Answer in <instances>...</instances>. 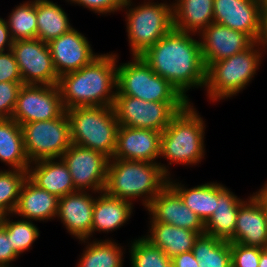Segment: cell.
<instances>
[{
	"label": "cell",
	"instance_id": "obj_4",
	"mask_svg": "<svg viewBox=\"0 0 267 267\" xmlns=\"http://www.w3.org/2000/svg\"><path fill=\"white\" fill-rule=\"evenodd\" d=\"M197 111L193 103H189L162 132L160 158H165L168 165L194 166L205 159L206 124Z\"/></svg>",
	"mask_w": 267,
	"mask_h": 267
},
{
	"label": "cell",
	"instance_id": "obj_41",
	"mask_svg": "<svg viewBox=\"0 0 267 267\" xmlns=\"http://www.w3.org/2000/svg\"><path fill=\"white\" fill-rule=\"evenodd\" d=\"M255 42L259 46L261 52L265 54L267 52V9H262L261 11L260 31Z\"/></svg>",
	"mask_w": 267,
	"mask_h": 267
},
{
	"label": "cell",
	"instance_id": "obj_46",
	"mask_svg": "<svg viewBox=\"0 0 267 267\" xmlns=\"http://www.w3.org/2000/svg\"><path fill=\"white\" fill-rule=\"evenodd\" d=\"M262 9H267V0H259Z\"/></svg>",
	"mask_w": 267,
	"mask_h": 267
},
{
	"label": "cell",
	"instance_id": "obj_44",
	"mask_svg": "<svg viewBox=\"0 0 267 267\" xmlns=\"http://www.w3.org/2000/svg\"><path fill=\"white\" fill-rule=\"evenodd\" d=\"M253 194L261 201L267 213V182H265L262 188H260L258 191L255 193L253 192Z\"/></svg>",
	"mask_w": 267,
	"mask_h": 267
},
{
	"label": "cell",
	"instance_id": "obj_11",
	"mask_svg": "<svg viewBox=\"0 0 267 267\" xmlns=\"http://www.w3.org/2000/svg\"><path fill=\"white\" fill-rule=\"evenodd\" d=\"M65 111L58 85H22L11 118L23 125L58 118Z\"/></svg>",
	"mask_w": 267,
	"mask_h": 267
},
{
	"label": "cell",
	"instance_id": "obj_33",
	"mask_svg": "<svg viewBox=\"0 0 267 267\" xmlns=\"http://www.w3.org/2000/svg\"><path fill=\"white\" fill-rule=\"evenodd\" d=\"M11 217L14 215H5L2 226L7 231L8 240L12 243L14 251L20 256L32 248L34 242L40 237V231L33 221L21 218L15 221Z\"/></svg>",
	"mask_w": 267,
	"mask_h": 267
},
{
	"label": "cell",
	"instance_id": "obj_47",
	"mask_svg": "<svg viewBox=\"0 0 267 267\" xmlns=\"http://www.w3.org/2000/svg\"><path fill=\"white\" fill-rule=\"evenodd\" d=\"M4 215L0 212V226L2 225Z\"/></svg>",
	"mask_w": 267,
	"mask_h": 267
},
{
	"label": "cell",
	"instance_id": "obj_19",
	"mask_svg": "<svg viewBox=\"0 0 267 267\" xmlns=\"http://www.w3.org/2000/svg\"><path fill=\"white\" fill-rule=\"evenodd\" d=\"M259 0H214V22L246 33L254 42L260 31Z\"/></svg>",
	"mask_w": 267,
	"mask_h": 267
},
{
	"label": "cell",
	"instance_id": "obj_42",
	"mask_svg": "<svg viewBox=\"0 0 267 267\" xmlns=\"http://www.w3.org/2000/svg\"><path fill=\"white\" fill-rule=\"evenodd\" d=\"M13 43L6 20L0 17V53L11 50Z\"/></svg>",
	"mask_w": 267,
	"mask_h": 267
},
{
	"label": "cell",
	"instance_id": "obj_17",
	"mask_svg": "<svg viewBox=\"0 0 267 267\" xmlns=\"http://www.w3.org/2000/svg\"><path fill=\"white\" fill-rule=\"evenodd\" d=\"M91 193V194H90ZM92 191H75L60 197L56 218L75 239H91L95 197Z\"/></svg>",
	"mask_w": 267,
	"mask_h": 267
},
{
	"label": "cell",
	"instance_id": "obj_24",
	"mask_svg": "<svg viewBox=\"0 0 267 267\" xmlns=\"http://www.w3.org/2000/svg\"><path fill=\"white\" fill-rule=\"evenodd\" d=\"M94 196L91 237L96 231L106 234L115 231L130 220L134 210L132 202L110 196L105 191Z\"/></svg>",
	"mask_w": 267,
	"mask_h": 267
},
{
	"label": "cell",
	"instance_id": "obj_15",
	"mask_svg": "<svg viewBox=\"0 0 267 267\" xmlns=\"http://www.w3.org/2000/svg\"><path fill=\"white\" fill-rule=\"evenodd\" d=\"M47 45L59 77L81 69L100 55V53L93 52L88 38L75 28L52 40Z\"/></svg>",
	"mask_w": 267,
	"mask_h": 267
},
{
	"label": "cell",
	"instance_id": "obj_13",
	"mask_svg": "<svg viewBox=\"0 0 267 267\" xmlns=\"http://www.w3.org/2000/svg\"><path fill=\"white\" fill-rule=\"evenodd\" d=\"M61 158L69 169L76 190L95 193L105 190L109 158L103 153L72 143Z\"/></svg>",
	"mask_w": 267,
	"mask_h": 267
},
{
	"label": "cell",
	"instance_id": "obj_3",
	"mask_svg": "<svg viewBox=\"0 0 267 267\" xmlns=\"http://www.w3.org/2000/svg\"><path fill=\"white\" fill-rule=\"evenodd\" d=\"M160 162L109 159L104 191L110 196L132 203L140 198L146 209L171 177V169Z\"/></svg>",
	"mask_w": 267,
	"mask_h": 267
},
{
	"label": "cell",
	"instance_id": "obj_31",
	"mask_svg": "<svg viewBox=\"0 0 267 267\" xmlns=\"http://www.w3.org/2000/svg\"><path fill=\"white\" fill-rule=\"evenodd\" d=\"M192 252L199 267H228L231 264V244L207 234L199 235Z\"/></svg>",
	"mask_w": 267,
	"mask_h": 267
},
{
	"label": "cell",
	"instance_id": "obj_40",
	"mask_svg": "<svg viewBox=\"0 0 267 267\" xmlns=\"http://www.w3.org/2000/svg\"><path fill=\"white\" fill-rule=\"evenodd\" d=\"M20 257L13 249V245L8 240V234L6 229L1 225L0 226V266L3 267H13L12 261Z\"/></svg>",
	"mask_w": 267,
	"mask_h": 267
},
{
	"label": "cell",
	"instance_id": "obj_6",
	"mask_svg": "<svg viewBox=\"0 0 267 267\" xmlns=\"http://www.w3.org/2000/svg\"><path fill=\"white\" fill-rule=\"evenodd\" d=\"M66 113L73 144L113 158L119 127L114 107L78 106L66 110Z\"/></svg>",
	"mask_w": 267,
	"mask_h": 267
},
{
	"label": "cell",
	"instance_id": "obj_12",
	"mask_svg": "<svg viewBox=\"0 0 267 267\" xmlns=\"http://www.w3.org/2000/svg\"><path fill=\"white\" fill-rule=\"evenodd\" d=\"M11 50L24 85L58 84L59 76L46 43L37 38L15 40Z\"/></svg>",
	"mask_w": 267,
	"mask_h": 267
},
{
	"label": "cell",
	"instance_id": "obj_16",
	"mask_svg": "<svg viewBox=\"0 0 267 267\" xmlns=\"http://www.w3.org/2000/svg\"><path fill=\"white\" fill-rule=\"evenodd\" d=\"M206 67L248 49L254 41L243 32L212 22L199 35Z\"/></svg>",
	"mask_w": 267,
	"mask_h": 267
},
{
	"label": "cell",
	"instance_id": "obj_45",
	"mask_svg": "<svg viewBox=\"0 0 267 267\" xmlns=\"http://www.w3.org/2000/svg\"><path fill=\"white\" fill-rule=\"evenodd\" d=\"M258 267H267V248H261Z\"/></svg>",
	"mask_w": 267,
	"mask_h": 267
},
{
	"label": "cell",
	"instance_id": "obj_30",
	"mask_svg": "<svg viewBox=\"0 0 267 267\" xmlns=\"http://www.w3.org/2000/svg\"><path fill=\"white\" fill-rule=\"evenodd\" d=\"M168 178V184L179 194L182 202L205 223L216 207V182H207L188 188L182 182Z\"/></svg>",
	"mask_w": 267,
	"mask_h": 267
},
{
	"label": "cell",
	"instance_id": "obj_7",
	"mask_svg": "<svg viewBox=\"0 0 267 267\" xmlns=\"http://www.w3.org/2000/svg\"><path fill=\"white\" fill-rule=\"evenodd\" d=\"M153 1L135 6L133 0H126L122 8L131 56H140L173 29V5Z\"/></svg>",
	"mask_w": 267,
	"mask_h": 267
},
{
	"label": "cell",
	"instance_id": "obj_2",
	"mask_svg": "<svg viewBox=\"0 0 267 267\" xmlns=\"http://www.w3.org/2000/svg\"><path fill=\"white\" fill-rule=\"evenodd\" d=\"M118 56L113 52L100 54L90 64L59 77L57 85L65 110L78 106H114Z\"/></svg>",
	"mask_w": 267,
	"mask_h": 267
},
{
	"label": "cell",
	"instance_id": "obj_1",
	"mask_svg": "<svg viewBox=\"0 0 267 267\" xmlns=\"http://www.w3.org/2000/svg\"><path fill=\"white\" fill-rule=\"evenodd\" d=\"M194 36L172 29L140 55L155 74L169 81L190 103L187 93L192 88L204 89L207 68L200 40Z\"/></svg>",
	"mask_w": 267,
	"mask_h": 267
},
{
	"label": "cell",
	"instance_id": "obj_26",
	"mask_svg": "<svg viewBox=\"0 0 267 267\" xmlns=\"http://www.w3.org/2000/svg\"><path fill=\"white\" fill-rule=\"evenodd\" d=\"M149 225L147 235L143 237L152 245L159 247L171 259L191 251L199 237L197 232L166 223L149 222Z\"/></svg>",
	"mask_w": 267,
	"mask_h": 267
},
{
	"label": "cell",
	"instance_id": "obj_10",
	"mask_svg": "<svg viewBox=\"0 0 267 267\" xmlns=\"http://www.w3.org/2000/svg\"><path fill=\"white\" fill-rule=\"evenodd\" d=\"M190 102H152L116 95L114 110L120 126L163 132L171 120Z\"/></svg>",
	"mask_w": 267,
	"mask_h": 267
},
{
	"label": "cell",
	"instance_id": "obj_38",
	"mask_svg": "<svg viewBox=\"0 0 267 267\" xmlns=\"http://www.w3.org/2000/svg\"><path fill=\"white\" fill-rule=\"evenodd\" d=\"M70 4H77L83 8H87L98 15H108L111 13L122 11L126 0H65Z\"/></svg>",
	"mask_w": 267,
	"mask_h": 267
},
{
	"label": "cell",
	"instance_id": "obj_5",
	"mask_svg": "<svg viewBox=\"0 0 267 267\" xmlns=\"http://www.w3.org/2000/svg\"><path fill=\"white\" fill-rule=\"evenodd\" d=\"M263 56L254 42L240 53L210 63L206 68V97L214 103L237 96L257 75Z\"/></svg>",
	"mask_w": 267,
	"mask_h": 267
},
{
	"label": "cell",
	"instance_id": "obj_48",
	"mask_svg": "<svg viewBox=\"0 0 267 267\" xmlns=\"http://www.w3.org/2000/svg\"><path fill=\"white\" fill-rule=\"evenodd\" d=\"M228 267H235L232 263Z\"/></svg>",
	"mask_w": 267,
	"mask_h": 267
},
{
	"label": "cell",
	"instance_id": "obj_22",
	"mask_svg": "<svg viewBox=\"0 0 267 267\" xmlns=\"http://www.w3.org/2000/svg\"><path fill=\"white\" fill-rule=\"evenodd\" d=\"M244 201L226 185L216 182V207L205 222V234L229 241L234 236L237 213Z\"/></svg>",
	"mask_w": 267,
	"mask_h": 267
},
{
	"label": "cell",
	"instance_id": "obj_8",
	"mask_svg": "<svg viewBox=\"0 0 267 267\" xmlns=\"http://www.w3.org/2000/svg\"><path fill=\"white\" fill-rule=\"evenodd\" d=\"M152 102H189L140 57L117 64V93Z\"/></svg>",
	"mask_w": 267,
	"mask_h": 267
},
{
	"label": "cell",
	"instance_id": "obj_39",
	"mask_svg": "<svg viewBox=\"0 0 267 267\" xmlns=\"http://www.w3.org/2000/svg\"><path fill=\"white\" fill-rule=\"evenodd\" d=\"M0 82H23L12 50L0 53Z\"/></svg>",
	"mask_w": 267,
	"mask_h": 267
},
{
	"label": "cell",
	"instance_id": "obj_32",
	"mask_svg": "<svg viewBox=\"0 0 267 267\" xmlns=\"http://www.w3.org/2000/svg\"><path fill=\"white\" fill-rule=\"evenodd\" d=\"M15 6L6 19L12 39L37 38L36 0H28Z\"/></svg>",
	"mask_w": 267,
	"mask_h": 267
},
{
	"label": "cell",
	"instance_id": "obj_28",
	"mask_svg": "<svg viewBox=\"0 0 267 267\" xmlns=\"http://www.w3.org/2000/svg\"><path fill=\"white\" fill-rule=\"evenodd\" d=\"M37 39L48 44L73 27L61 5L50 0H36Z\"/></svg>",
	"mask_w": 267,
	"mask_h": 267
},
{
	"label": "cell",
	"instance_id": "obj_23",
	"mask_svg": "<svg viewBox=\"0 0 267 267\" xmlns=\"http://www.w3.org/2000/svg\"><path fill=\"white\" fill-rule=\"evenodd\" d=\"M28 178L39 188L58 198L77 191L69 169L62 158L32 162L29 165Z\"/></svg>",
	"mask_w": 267,
	"mask_h": 267
},
{
	"label": "cell",
	"instance_id": "obj_9",
	"mask_svg": "<svg viewBox=\"0 0 267 267\" xmlns=\"http://www.w3.org/2000/svg\"><path fill=\"white\" fill-rule=\"evenodd\" d=\"M20 126L25 152L30 163L61 158L72 144L66 111L58 118L25 123Z\"/></svg>",
	"mask_w": 267,
	"mask_h": 267
},
{
	"label": "cell",
	"instance_id": "obj_29",
	"mask_svg": "<svg viewBox=\"0 0 267 267\" xmlns=\"http://www.w3.org/2000/svg\"><path fill=\"white\" fill-rule=\"evenodd\" d=\"M79 242L86 247L78 259L77 267H123V256L126 251L124 246L116 243L115 240L88 239Z\"/></svg>",
	"mask_w": 267,
	"mask_h": 267
},
{
	"label": "cell",
	"instance_id": "obj_18",
	"mask_svg": "<svg viewBox=\"0 0 267 267\" xmlns=\"http://www.w3.org/2000/svg\"><path fill=\"white\" fill-rule=\"evenodd\" d=\"M162 132L152 129L118 127L113 158L158 163Z\"/></svg>",
	"mask_w": 267,
	"mask_h": 267
},
{
	"label": "cell",
	"instance_id": "obj_36",
	"mask_svg": "<svg viewBox=\"0 0 267 267\" xmlns=\"http://www.w3.org/2000/svg\"><path fill=\"white\" fill-rule=\"evenodd\" d=\"M231 263L235 267H258L261 248L230 242Z\"/></svg>",
	"mask_w": 267,
	"mask_h": 267
},
{
	"label": "cell",
	"instance_id": "obj_14",
	"mask_svg": "<svg viewBox=\"0 0 267 267\" xmlns=\"http://www.w3.org/2000/svg\"><path fill=\"white\" fill-rule=\"evenodd\" d=\"M150 221L174 225L205 234V223L183 202L179 194L167 184L146 208Z\"/></svg>",
	"mask_w": 267,
	"mask_h": 267
},
{
	"label": "cell",
	"instance_id": "obj_37",
	"mask_svg": "<svg viewBox=\"0 0 267 267\" xmlns=\"http://www.w3.org/2000/svg\"><path fill=\"white\" fill-rule=\"evenodd\" d=\"M23 82H0V119H10Z\"/></svg>",
	"mask_w": 267,
	"mask_h": 267
},
{
	"label": "cell",
	"instance_id": "obj_25",
	"mask_svg": "<svg viewBox=\"0 0 267 267\" xmlns=\"http://www.w3.org/2000/svg\"><path fill=\"white\" fill-rule=\"evenodd\" d=\"M213 3L214 0H173V29L199 35L214 22Z\"/></svg>",
	"mask_w": 267,
	"mask_h": 267
},
{
	"label": "cell",
	"instance_id": "obj_35",
	"mask_svg": "<svg viewBox=\"0 0 267 267\" xmlns=\"http://www.w3.org/2000/svg\"><path fill=\"white\" fill-rule=\"evenodd\" d=\"M27 177L28 171L0 170V212L4 216L13 214L21 187Z\"/></svg>",
	"mask_w": 267,
	"mask_h": 267
},
{
	"label": "cell",
	"instance_id": "obj_21",
	"mask_svg": "<svg viewBox=\"0 0 267 267\" xmlns=\"http://www.w3.org/2000/svg\"><path fill=\"white\" fill-rule=\"evenodd\" d=\"M58 201L56 195L39 188L27 177L21 187L13 215L30 221H51L57 216Z\"/></svg>",
	"mask_w": 267,
	"mask_h": 267
},
{
	"label": "cell",
	"instance_id": "obj_43",
	"mask_svg": "<svg viewBox=\"0 0 267 267\" xmlns=\"http://www.w3.org/2000/svg\"><path fill=\"white\" fill-rule=\"evenodd\" d=\"M171 260L172 267H199L192 250L176 255Z\"/></svg>",
	"mask_w": 267,
	"mask_h": 267
},
{
	"label": "cell",
	"instance_id": "obj_27",
	"mask_svg": "<svg viewBox=\"0 0 267 267\" xmlns=\"http://www.w3.org/2000/svg\"><path fill=\"white\" fill-rule=\"evenodd\" d=\"M0 162L8 169L20 171H28L31 164L25 152L21 126L12 118L0 119Z\"/></svg>",
	"mask_w": 267,
	"mask_h": 267
},
{
	"label": "cell",
	"instance_id": "obj_20",
	"mask_svg": "<svg viewBox=\"0 0 267 267\" xmlns=\"http://www.w3.org/2000/svg\"><path fill=\"white\" fill-rule=\"evenodd\" d=\"M229 242L267 248V213L254 194L240 205L234 236Z\"/></svg>",
	"mask_w": 267,
	"mask_h": 267
},
{
	"label": "cell",
	"instance_id": "obj_34",
	"mask_svg": "<svg viewBox=\"0 0 267 267\" xmlns=\"http://www.w3.org/2000/svg\"><path fill=\"white\" fill-rule=\"evenodd\" d=\"M129 247L130 267H172L171 258L143 236L132 240Z\"/></svg>",
	"mask_w": 267,
	"mask_h": 267
}]
</instances>
